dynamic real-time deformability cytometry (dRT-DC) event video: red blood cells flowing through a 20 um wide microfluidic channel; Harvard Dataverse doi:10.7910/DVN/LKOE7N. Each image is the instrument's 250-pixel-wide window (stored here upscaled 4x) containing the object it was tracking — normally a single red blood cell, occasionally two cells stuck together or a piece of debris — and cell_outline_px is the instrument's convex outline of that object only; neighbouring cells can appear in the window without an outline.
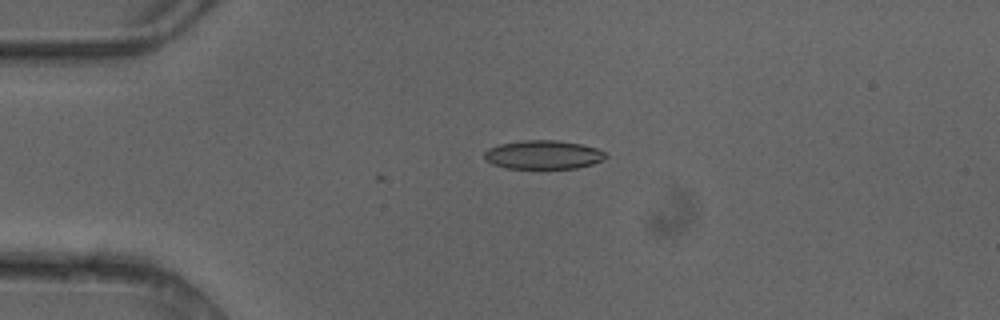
{"species": "common noctule bat (a hibernating species)", "species_latin": "Nyctalus noctula", "temperature_condition": "cold", "stored_images_in_passage": 4, "camera_frame_rate_fps": 3000, "um_per_image_px": 0.085, "animal": {"sex": "female"}, "frame": {"image": 1, "passage_image": 4, "time_ms": 1.0, "image_size_px": [1000, 320], "cell_outline_px": [[608, 156], [592, 164], [576, 168], [508, 168], [492, 164], [484, 156], [484, 152], [488, 148], [500, 144], [520, 140], [560, 140], [584, 144], [596, 148], [604, 152]], "centroid_in_image_um": [46.18, 13.13], "position_along_channel_um": 38.8, "area_um2": 20.29}}